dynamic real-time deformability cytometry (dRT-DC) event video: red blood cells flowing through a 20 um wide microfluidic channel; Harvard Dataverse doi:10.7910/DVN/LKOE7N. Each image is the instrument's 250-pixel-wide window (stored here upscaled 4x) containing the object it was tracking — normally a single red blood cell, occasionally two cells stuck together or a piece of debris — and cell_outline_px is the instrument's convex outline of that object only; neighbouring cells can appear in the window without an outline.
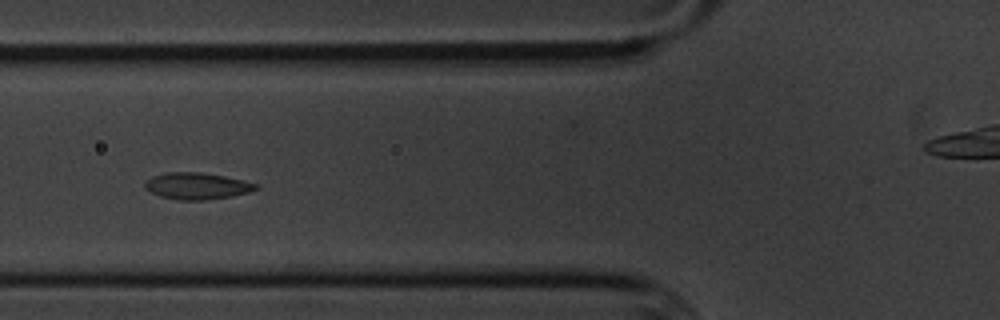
{"species": "common noctule bat (a hibernating species)", "species_latin": "Nyctalus noctula", "temperature_condition": "cold", "stored_images_in_passage": 11, "camera_frame_rate_fps": 3000, "um_per_image_px": 0.085, "animal": {"sex": "male", "body_mass_g": 20.1, "forearm_length_mm": 53.5}, "frame": {"image": 1, "passage_image": 5, "time_ms": 5.667, "image_size_px": [1000, 320], "cell_outline_px": [[260, 188], [248, 192], [232, 196], [204, 200], [180, 200], [160, 196], [144, 188], [144, 184], [152, 176], [168, 172], [200, 172], [224, 176], [244, 180], [260, 184]], "centroid_in_image_um": [16.78, 15.8], "position_along_channel_um": 109.0, "area_um2": 17.22}}
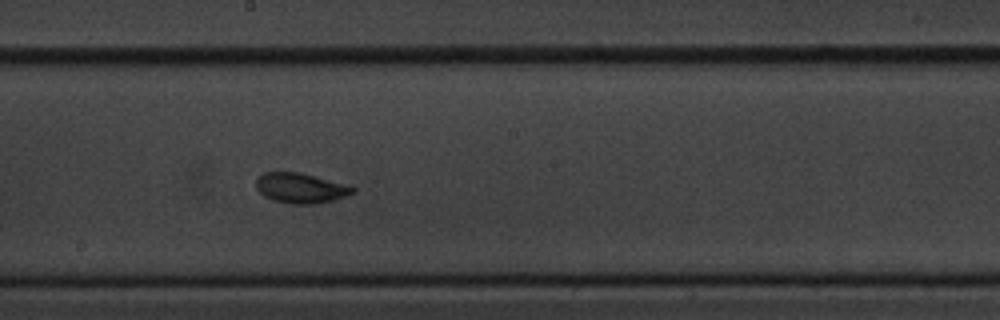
{"frame": {"image": 2, "passage_image": 8, "time_ms": 9.0, "image_size_px": [1000, 320], "cell_outline_px": [[356, 188], [352, 192], [344, 196], [332, 200], [316, 204], [288, 204], [272, 200], [264, 196], [256, 188], [256, 176], [264, 172], [300, 172]], "centroid_in_image_um": [25.46, 15.99], "position_along_channel_um": 222.7, "area_um2": 16.76}}
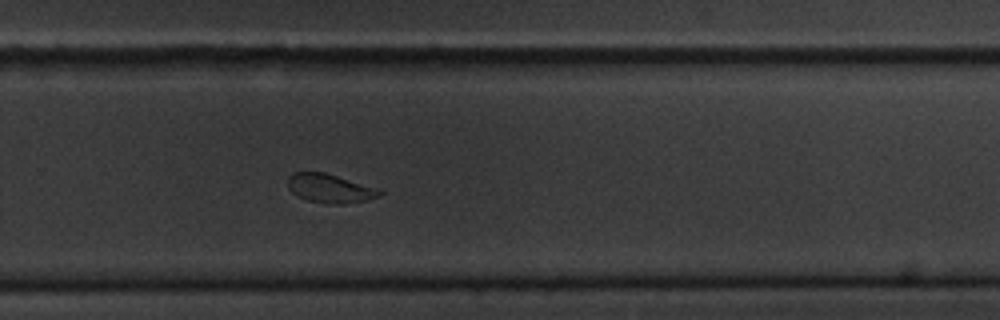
{"frame": {"image": 3, "passage_image": 10, "time_ms": 11.333, "image_size_px": [1000, 320], "cell_outline_px": [[384, 192], [380, 196], [368, 200], [344, 204], [328, 204], [308, 200], [296, 196], [288, 188], [288, 176], [292, 172], [324, 172], [380, 188]], "centroid_in_image_um": [28.07, 16.01], "position_along_channel_um": 301.7, "area_um2": 15.72}}